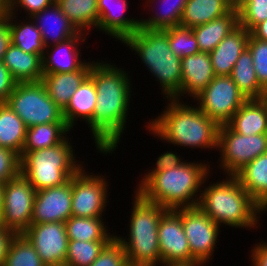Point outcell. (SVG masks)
Wrapping results in <instances>:
<instances>
[{"instance_id": "6da1fadb", "label": "cell", "mask_w": 267, "mask_h": 266, "mask_svg": "<svg viewBox=\"0 0 267 266\" xmlns=\"http://www.w3.org/2000/svg\"><path fill=\"white\" fill-rule=\"evenodd\" d=\"M109 62L98 59L89 72L97 92L93 140L97 152L106 156L110 153L112 155L125 133L131 96L135 95L131 94L133 87L130 72Z\"/></svg>"}, {"instance_id": "7a4b0ae2", "label": "cell", "mask_w": 267, "mask_h": 266, "mask_svg": "<svg viewBox=\"0 0 267 266\" xmlns=\"http://www.w3.org/2000/svg\"><path fill=\"white\" fill-rule=\"evenodd\" d=\"M166 102L164 111L146 122L149 134L175 147L217 150L220 128L217 122L195 104L192 106L177 99H167Z\"/></svg>"}, {"instance_id": "3957f363", "label": "cell", "mask_w": 267, "mask_h": 266, "mask_svg": "<svg viewBox=\"0 0 267 266\" xmlns=\"http://www.w3.org/2000/svg\"><path fill=\"white\" fill-rule=\"evenodd\" d=\"M225 177L210 182L209 186L203 185L197 207L221 228L223 225L248 230L261 227L259 221L265 211L235 176Z\"/></svg>"}, {"instance_id": "277c9868", "label": "cell", "mask_w": 267, "mask_h": 266, "mask_svg": "<svg viewBox=\"0 0 267 266\" xmlns=\"http://www.w3.org/2000/svg\"><path fill=\"white\" fill-rule=\"evenodd\" d=\"M182 162L175 168L153 174L137 192L147 201L166 209L197 207L203 184H208L211 165ZM199 192V193H198Z\"/></svg>"}, {"instance_id": "5b68a950", "label": "cell", "mask_w": 267, "mask_h": 266, "mask_svg": "<svg viewBox=\"0 0 267 266\" xmlns=\"http://www.w3.org/2000/svg\"><path fill=\"white\" fill-rule=\"evenodd\" d=\"M159 82L164 99L183 100L181 97V58L170 49L168 35L163 30H149L140 27L122 42Z\"/></svg>"}, {"instance_id": "8992f818", "label": "cell", "mask_w": 267, "mask_h": 266, "mask_svg": "<svg viewBox=\"0 0 267 266\" xmlns=\"http://www.w3.org/2000/svg\"><path fill=\"white\" fill-rule=\"evenodd\" d=\"M133 192L128 238L117 236L116 232L115 238L122 244L129 266H159L158 225L168 209L147 201L137 191Z\"/></svg>"}, {"instance_id": "52a82bcc", "label": "cell", "mask_w": 267, "mask_h": 266, "mask_svg": "<svg viewBox=\"0 0 267 266\" xmlns=\"http://www.w3.org/2000/svg\"><path fill=\"white\" fill-rule=\"evenodd\" d=\"M69 135L59 144L36 151H22L20 173L36 190L65 184L82 167Z\"/></svg>"}, {"instance_id": "ba28073f", "label": "cell", "mask_w": 267, "mask_h": 266, "mask_svg": "<svg viewBox=\"0 0 267 266\" xmlns=\"http://www.w3.org/2000/svg\"><path fill=\"white\" fill-rule=\"evenodd\" d=\"M6 104L27 128L38 124L65 123L63 110L50 98L41 81L17 83Z\"/></svg>"}, {"instance_id": "9c48e42d", "label": "cell", "mask_w": 267, "mask_h": 266, "mask_svg": "<svg viewBox=\"0 0 267 266\" xmlns=\"http://www.w3.org/2000/svg\"><path fill=\"white\" fill-rule=\"evenodd\" d=\"M219 170L223 175H235L245 165L267 150V133L245 136L234 132L227 124L220 125L218 147ZM226 173V174H225Z\"/></svg>"}, {"instance_id": "30bf717a", "label": "cell", "mask_w": 267, "mask_h": 266, "mask_svg": "<svg viewBox=\"0 0 267 266\" xmlns=\"http://www.w3.org/2000/svg\"><path fill=\"white\" fill-rule=\"evenodd\" d=\"M193 100L205 115L219 125H224L247 98L230 76H215Z\"/></svg>"}, {"instance_id": "8fae6325", "label": "cell", "mask_w": 267, "mask_h": 266, "mask_svg": "<svg viewBox=\"0 0 267 266\" xmlns=\"http://www.w3.org/2000/svg\"><path fill=\"white\" fill-rule=\"evenodd\" d=\"M86 170L83 166L72 176V216L102 217L109 202V179L105 174L98 175Z\"/></svg>"}, {"instance_id": "7c38bea8", "label": "cell", "mask_w": 267, "mask_h": 266, "mask_svg": "<svg viewBox=\"0 0 267 266\" xmlns=\"http://www.w3.org/2000/svg\"><path fill=\"white\" fill-rule=\"evenodd\" d=\"M36 190L20 173L4 184L0 225L23 234L31 224Z\"/></svg>"}, {"instance_id": "4fadbf2b", "label": "cell", "mask_w": 267, "mask_h": 266, "mask_svg": "<svg viewBox=\"0 0 267 266\" xmlns=\"http://www.w3.org/2000/svg\"><path fill=\"white\" fill-rule=\"evenodd\" d=\"M180 217L192 258L203 265L210 264L219 240L220 226L198 207L180 208Z\"/></svg>"}, {"instance_id": "5bb4252c", "label": "cell", "mask_w": 267, "mask_h": 266, "mask_svg": "<svg viewBox=\"0 0 267 266\" xmlns=\"http://www.w3.org/2000/svg\"><path fill=\"white\" fill-rule=\"evenodd\" d=\"M23 235L33 245L46 266H65L69 241L65 223L30 224Z\"/></svg>"}, {"instance_id": "9a60e30c", "label": "cell", "mask_w": 267, "mask_h": 266, "mask_svg": "<svg viewBox=\"0 0 267 266\" xmlns=\"http://www.w3.org/2000/svg\"><path fill=\"white\" fill-rule=\"evenodd\" d=\"M161 263H193L190 246L180 217V208L168 209L158 225Z\"/></svg>"}, {"instance_id": "2e32d148", "label": "cell", "mask_w": 267, "mask_h": 266, "mask_svg": "<svg viewBox=\"0 0 267 266\" xmlns=\"http://www.w3.org/2000/svg\"><path fill=\"white\" fill-rule=\"evenodd\" d=\"M72 177L65 184L36 192L31 224L65 223L72 216Z\"/></svg>"}, {"instance_id": "e0dca14e", "label": "cell", "mask_w": 267, "mask_h": 266, "mask_svg": "<svg viewBox=\"0 0 267 266\" xmlns=\"http://www.w3.org/2000/svg\"><path fill=\"white\" fill-rule=\"evenodd\" d=\"M85 36L89 35L79 31L75 36L67 40L46 47L42 56L43 74L80 70L87 63V60L81 59V47L79 48V46L83 45L82 43L86 42Z\"/></svg>"}, {"instance_id": "ac0fdd59", "label": "cell", "mask_w": 267, "mask_h": 266, "mask_svg": "<svg viewBox=\"0 0 267 266\" xmlns=\"http://www.w3.org/2000/svg\"><path fill=\"white\" fill-rule=\"evenodd\" d=\"M97 4L99 12L97 29L115 38L116 42L118 40L122 42L140 28L139 19L125 17L129 7L128 0H97Z\"/></svg>"}, {"instance_id": "d6986e66", "label": "cell", "mask_w": 267, "mask_h": 266, "mask_svg": "<svg viewBox=\"0 0 267 266\" xmlns=\"http://www.w3.org/2000/svg\"><path fill=\"white\" fill-rule=\"evenodd\" d=\"M181 96L195 98L216 76L209 53L199 52L181 58Z\"/></svg>"}, {"instance_id": "ffe728a7", "label": "cell", "mask_w": 267, "mask_h": 266, "mask_svg": "<svg viewBox=\"0 0 267 266\" xmlns=\"http://www.w3.org/2000/svg\"><path fill=\"white\" fill-rule=\"evenodd\" d=\"M31 19L41 32L43 45L49 47L75 36L79 31L54 2Z\"/></svg>"}, {"instance_id": "44dd1931", "label": "cell", "mask_w": 267, "mask_h": 266, "mask_svg": "<svg viewBox=\"0 0 267 266\" xmlns=\"http://www.w3.org/2000/svg\"><path fill=\"white\" fill-rule=\"evenodd\" d=\"M249 36L250 32L239 25L209 53L216 76H230L239 56L247 48Z\"/></svg>"}, {"instance_id": "7402d4cb", "label": "cell", "mask_w": 267, "mask_h": 266, "mask_svg": "<svg viewBox=\"0 0 267 266\" xmlns=\"http://www.w3.org/2000/svg\"><path fill=\"white\" fill-rule=\"evenodd\" d=\"M95 61H88L80 70L66 73L43 74L41 82L55 104L64 110L77 88L89 75Z\"/></svg>"}, {"instance_id": "603a6c76", "label": "cell", "mask_w": 267, "mask_h": 266, "mask_svg": "<svg viewBox=\"0 0 267 266\" xmlns=\"http://www.w3.org/2000/svg\"><path fill=\"white\" fill-rule=\"evenodd\" d=\"M97 92L93 79L88 75L71 97L63 110L66 125L73 130L78 119H82L93 136V113L96 106ZM76 121V122H75Z\"/></svg>"}, {"instance_id": "cb8c5ba5", "label": "cell", "mask_w": 267, "mask_h": 266, "mask_svg": "<svg viewBox=\"0 0 267 266\" xmlns=\"http://www.w3.org/2000/svg\"><path fill=\"white\" fill-rule=\"evenodd\" d=\"M4 65L17 83L39 82L43 76L42 56L26 53L10 43L3 58Z\"/></svg>"}, {"instance_id": "d4e9b609", "label": "cell", "mask_w": 267, "mask_h": 266, "mask_svg": "<svg viewBox=\"0 0 267 266\" xmlns=\"http://www.w3.org/2000/svg\"><path fill=\"white\" fill-rule=\"evenodd\" d=\"M227 125L245 136L267 133V108L260 99H247Z\"/></svg>"}, {"instance_id": "484cf974", "label": "cell", "mask_w": 267, "mask_h": 266, "mask_svg": "<svg viewBox=\"0 0 267 266\" xmlns=\"http://www.w3.org/2000/svg\"><path fill=\"white\" fill-rule=\"evenodd\" d=\"M238 26V10L235 6L229 13L192 29L200 52L210 53L223 38Z\"/></svg>"}, {"instance_id": "4316f807", "label": "cell", "mask_w": 267, "mask_h": 266, "mask_svg": "<svg viewBox=\"0 0 267 266\" xmlns=\"http://www.w3.org/2000/svg\"><path fill=\"white\" fill-rule=\"evenodd\" d=\"M244 190L267 211V155L263 154L234 175Z\"/></svg>"}, {"instance_id": "83f0119b", "label": "cell", "mask_w": 267, "mask_h": 266, "mask_svg": "<svg viewBox=\"0 0 267 266\" xmlns=\"http://www.w3.org/2000/svg\"><path fill=\"white\" fill-rule=\"evenodd\" d=\"M236 6L234 0H188L180 26L193 28L229 13Z\"/></svg>"}, {"instance_id": "f1b7e54d", "label": "cell", "mask_w": 267, "mask_h": 266, "mask_svg": "<svg viewBox=\"0 0 267 266\" xmlns=\"http://www.w3.org/2000/svg\"><path fill=\"white\" fill-rule=\"evenodd\" d=\"M187 1L188 0H145V3L143 4L149 7L148 10L150 12L152 11L150 13L152 15H150L148 18L146 17L145 19L139 18L140 27L149 30H164L167 28L180 26V21ZM157 2L160 4H158V7L161 6L160 8L156 7ZM152 5L153 7H156V10L152 7ZM150 7L152 8L150 9ZM153 10H155V12Z\"/></svg>"}, {"instance_id": "f546056e", "label": "cell", "mask_w": 267, "mask_h": 266, "mask_svg": "<svg viewBox=\"0 0 267 266\" xmlns=\"http://www.w3.org/2000/svg\"><path fill=\"white\" fill-rule=\"evenodd\" d=\"M55 2L78 31L89 35V31L93 28L97 30L99 17L97 0H55Z\"/></svg>"}, {"instance_id": "4dcf8cb0", "label": "cell", "mask_w": 267, "mask_h": 266, "mask_svg": "<svg viewBox=\"0 0 267 266\" xmlns=\"http://www.w3.org/2000/svg\"><path fill=\"white\" fill-rule=\"evenodd\" d=\"M19 13L16 15L8 13V26L10 29L11 43L18 46L26 53L40 54L43 56L45 46L43 45L41 32L36 27L31 17L17 20ZM14 19V20H13Z\"/></svg>"}, {"instance_id": "1f68e13d", "label": "cell", "mask_w": 267, "mask_h": 266, "mask_svg": "<svg viewBox=\"0 0 267 266\" xmlns=\"http://www.w3.org/2000/svg\"><path fill=\"white\" fill-rule=\"evenodd\" d=\"M68 240L79 241H111L115 234H111L102 217L71 216L66 222Z\"/></svg>"}, {"instance_id": "d6a6232c", "label": "cell", "mask_w": 267, "mask_h": 266, "mask_svg": "<svg viewBox=\"0 0 267 266\" xmlns=\"http://www.w3.org/2000/svg\"><path fill=\"white\" fill-rule=\"evenodd\" d=\"M27 127L22 119L7 105L0 104V147L22 154Z\"/></svg>"}, {"instance_id": "836d02e7", "label": "cell", "mask_w": 267, "mask_h": 266, "mask_svg": "<svg viewBox=\"0 0 267 266\" xmlns=\"http://www.w3.org/2000/svg\"><path fill=\"white\" fill-rule=\"evenodd\" d=\"M71 129L66 123L38 124L27 128L22 151H36L61 143Z\"/></svg>"}, {"instance_id": "e575fe53", "label": "cell", "mask_w": 267, "mask_h": 266, "mask_svg": "<svg viewBox=\"0 0 267 266\" xmlns=\"http://www.w3.org/2000/svg\"><path fill=\"white\" fill-rule=\"evenodd\" d=\"M231 79L247 99H260L265 90L258 82L251 52L246 48L236 61Z\"/></svg>"}, {"instance_id": "d590c367", "label": "cell", "mask_w": 267, "mask_h": 266, "mask_svg": "<svg viewBox=\"0 0 267 266\" xmlns=\"http://www.w3.org/2000/svg\"><path fill=\"white\" fill-rule=\"evenodd\" d=\"M110 241H68L65 266H90Z\"/></svg>"}, {"instance_id": "8d00e7d4", "label": "cell", "mask_w": 267, "mask_h": 266, "mask_svg": "<svg viewBox=\"0 0 267 266\" xmlns=\"http://www.w3.org/2000/svg\"><path fill=\"white\" fill-rule=\"evenodd\" d=\"M3 266H46L23 234L13 239Z\"/></svg>"}, {"instance_id": "74e56055", "label": "cell", "mask_w": 267, "mask_h": 266, "mask_svg": "<svg viewBox=\"0 0 267 266\" xmlns=\"http://www.w3.org/2000/svg\"><path fill=\"white\" fill-rule=\"evenodd\" d=\"M168 35V43L171 51L183 58L200 52L199 45L192 28L175 26L163 30Z\"/></svg>"}, {"instance_id": "f35d334b", "label": "cell", "mask_w": 267, "mask_h": 266, "mask_svg": "<svg viewBox=\"0 0 267 266\" xmlns=\"http://www.w3.org/2000/svg\"><path fill=\"white\" fill-rule=\"evenodd\" d=\"M239 25L249 32L259 23L267 20V0H238Z\"/></svg>"}, {"instance_id": "ab89813d", "label": "cell", "mask_w": 267, "mask_h": 266, "mask_svg": "<svg viewBox=\"0 0 267 266\" xmlns=\"http://www.w3.org/2000/svg\"><path fill=\"white\" fill-rule=\"evenodd\" d=\"M247 49L251 52L258 82L267 89V42L258 40L250 34Z\"/></svg>"}, {"instance_id": "60d3db41", "label": "cell", "mask_w": 267, "mask_h": 266, "mask_svg": "<svg viewBox=\"0 0 267 266\" xmlns=\"http://www.w3.org/2000/svg\"><path fill=\"white\" fill-rule=\"evenodd\" d=\"M90 266H129L122 244L114 237Z\"/></svg>"}, {"instance_id": "b9f144b4", "label": "cell", "mask_w": 267, "mask_h": 266, "mask_svg": "<svg viewBox=\"0 0 267 266\" xmlns=\"http://www.w3.org/2000/svg\"><path fill=\"white\" fill-rule=\"evenodd\" d=\"M21 157L8 148L0 147V183L5 184L20 174Z\"/></svg>"}, {"instance_id": "7bdbcfd3", "label": "cell", "mask_w": 267, "mask_h": 266, "mask_svg": "<svg viewBox=\"0 0 267 266\" xmlns=\"http://www.w3.org/2000/svg\"><path fill=\"white\" fill-rule=\"evenodd\" d=\"M156 159L157 160L154 164L155 166L152 167V170L149 169L148 172L143 174L144 176L141 174L142 179L138 180L139 181V183L137 184L138 187H136V190L134 189V191H137L153 174L166 169L175 168L182 162H184L182 161L184 159L173 151L172 152L166 151L161 155H159L158 158Z\"/></svg>"}, {"instance_id": "ee69618b", "label": "cell", "mask_w": 267, "mask_h": 266, "mask_svg": "<svg viewBox=\"0 0 267 266\" xmlns=\"http://www.w3.org/2000/svg\"><path fill=\"white\" fill-rule=\"evenodd\" d=\"M55 0H13L11 10L9 14L16 15V13L22 9L23 13L28 17H32L34 14L46 9L47 7L51 6ZM17 10V11H16Z\"/></svg>"}, {"instance_id": "f6af8a7d", "label": "cell", "mask_w": 267, "mask_h": 266, "mask_svg": "<svg viewBox=\"0 0 267 266\" xmlns=\"http://www.w3.org/2000/svg\"><path fill=\"white\" fill-rule=\"evenodd\" d=\"M17 82L13 79L10 71L0 61V104H6L8 97L14 91Z\"/></svg>"}, {"instance_id": "bcb514c9", "label": "cell", "mask_w": 267, "mask_h": 266, "mask_svg": "<svg viewBox=\"0 0 267 266\" xmlns=\"http://www.w3.org/2000/svg\"><path fill=\"white\" fill-rule=\"evenodd\" d=\"M251 266H267V241H259L251 249Z\"/></svg>"}, {"instance_id": "7dc6e473", "label": "cell", "mask_w": 267, "mask_h": 266, "mask_svg": "<svg viewBox=\"0 0 267 266\" xmlns=\"http://www.w3.org/2000/svg\"><path fill=\"white\" fill-rule=\"evenodd\" d=\"M16 235V232L0 225V266L4 265L10 245Z\"/></svg>"}, {"instance_id": "c3c4849f", "label": "cell", "mask_w": 267, "mask_h": 266, "mask_svg": "<svg viewBox=\"0 0 267 266\" xmlns=\"http://www.w3.org/2000/svg\"><path fill=\"white\" fill-rule=\"evenodd\" d=\"M11 43L10 29L8 26V14L0 15V61H3L4 54Z\"/></svg>"}, {"instance_id": "681fc988", "label": "cell", "mask_w": 267, "mask_h": 266, "mask_svg": "<svg viewBox=\"0 0 267 266\" xmlns=\"http://www.w3.org/2000/svg\"><path fill=\"white\" fill-rule=\"evenodd\" d=\"M250 34L261 41L267 42V20L257 24L251 31Z\"/></svg>"}, {"instance_id": "f907efd6", "label": "cell", "mask_w": 267, "mask_h": 266, "mask_svg": "<svg viewBox=\"0 0 267 266\" xmlns=\"http://www.w3.org/2000/svg\"><path fill=\"white\" fill-rule=\"evenodd\" d=\"M13 0H0V12L8 14L11 10Z\"/></svg>"}, {"instance_id": "816d5d0a", "label": "cell", "mask_w": 267, "mask_h": 266, "mask_svg": "<svg viewBox=\"0 0 267 266\" xmlns=\"http://www.w3.org/2000/svg\"><path fill=\"white\" fill-rule=\"evenodd\" d=\"M160 266H206L199 262H193V263H161Z\"/></svg>"}, {"instance_id": "f5cc1de1", "label": "cell", "mask_w": 267, "mask_h": 266, "mask_svg": "<svg viewBox=\"0 0 267 266\" xmlns=\"http://www.w3.org/2000/svg\"><path fill=\"white\" fill-rule=\"evenodd\" d=\"M3 191H4V184L0 183V220L2 217V209H3Z\"/></svg>"}, {"instance_id": "db71d44e", "label": "cell", "mask_w": 267, "mask_h": 266, "mask_svg": "<svg viewBox=\"0 0 267 266\" xmlns=\"http://www.w3.org/2000/svg\"><path fill=\"white\" fill-rule=\"evenodd\" d=\"M260 100L264 103V105H265L266 108H267V89H265V90L262 92V95H261Z\"/></svg>"}]
</instances>
